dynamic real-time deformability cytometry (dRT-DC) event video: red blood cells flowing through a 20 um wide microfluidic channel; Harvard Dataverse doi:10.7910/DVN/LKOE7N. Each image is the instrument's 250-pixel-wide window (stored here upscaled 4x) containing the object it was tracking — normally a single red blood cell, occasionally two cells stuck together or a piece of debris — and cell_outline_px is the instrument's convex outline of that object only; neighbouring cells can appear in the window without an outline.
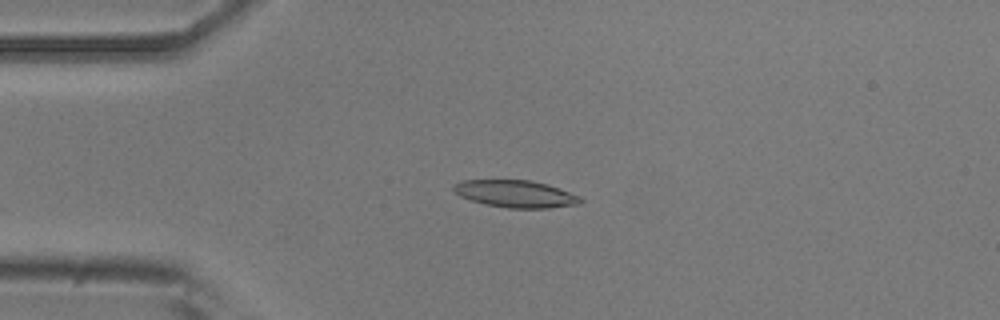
{"species": "common noctule bat (a hibernating species)", "species_latin": "Nyctalus noctula", "temperature_condition": "room temperature", "stored_images_in_passage": 48, "camera_frame_rate_fps": 3000, "um_per_image_px": 0.085, "animal": {"sex": "male", "body_mass_g": 20.5, "forearm_length_mm": 52.5}, "frame": {"image": 1, "passage_image": 8, "time_ms": 2.333, "image_size_px": [1000, 320], "cell_outline_px": [[584, 200], [580, 204], [548, 208], [508, 208], [484, 204], [460, 196], [452, 188], [460, 180], [532, 180], [548, 184], [580, 196]], "centroid_in_image_um": [43.86, 16.48], "position_along_channel_um": 41.1, "area_um2": 20.11}}
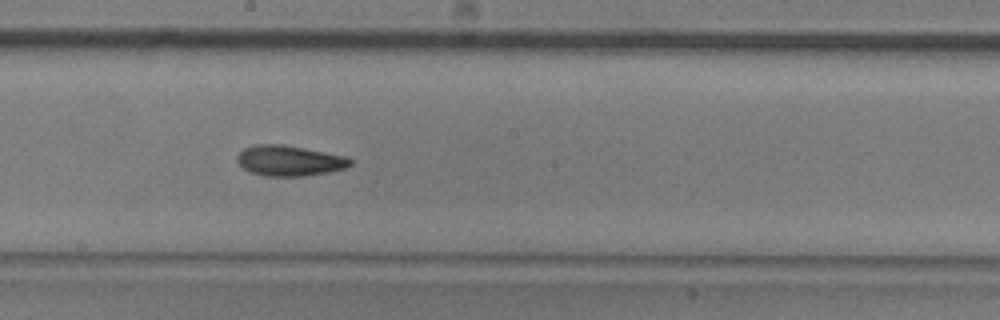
{"frame": {"image": 2, "passage_image": 24, "time_ms": 7.667, "image_size_px": [1000, 320], "cell_outline_px": [[352, 164], [344, 168], [328, 172], [304, 176], [264, 176], [252, 172], [244, 168], [236, 160], [236, 156], [244, 148], [256, 144], [284, 144], [344, 156], [352, 160]], "centroid_in_image_um": [24.57, 13.65], "position_along_channel_um": 223.6, "area_um2": 19.94}}
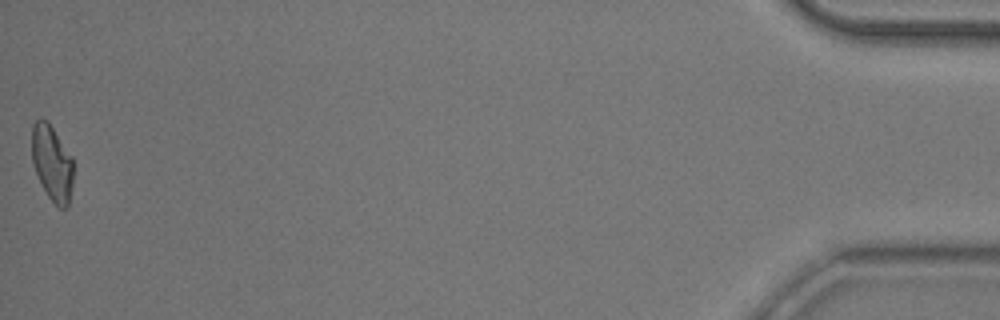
{"frame": {"image": 3, "passage_image": 48, "time_ms": 15.667, "image_size_px": [1000, 320], "cell_outline_px": [[72, 184], [68, 208], [60, 208], [48, 196], [36, 172], [32, 160], [32, 124], [40, 116], [48, 120], [72, 156]], "centroid_in_image_um": [4.42, 13.8], "position_along_channel_um": 430.8, "area_um2": 18.26}, "authors_computed_cell_mechanics": {"area_um2": 19.3341, "velocity_mm_per_s": 3.8307, "shape_relaxation_time_tau1_ms": 4.9844, "shape_relaxation_time_tau2_ms": 3.317, "deformation_change_tau1": 0.1488, "deformation_change_tau2": 0.1076}}